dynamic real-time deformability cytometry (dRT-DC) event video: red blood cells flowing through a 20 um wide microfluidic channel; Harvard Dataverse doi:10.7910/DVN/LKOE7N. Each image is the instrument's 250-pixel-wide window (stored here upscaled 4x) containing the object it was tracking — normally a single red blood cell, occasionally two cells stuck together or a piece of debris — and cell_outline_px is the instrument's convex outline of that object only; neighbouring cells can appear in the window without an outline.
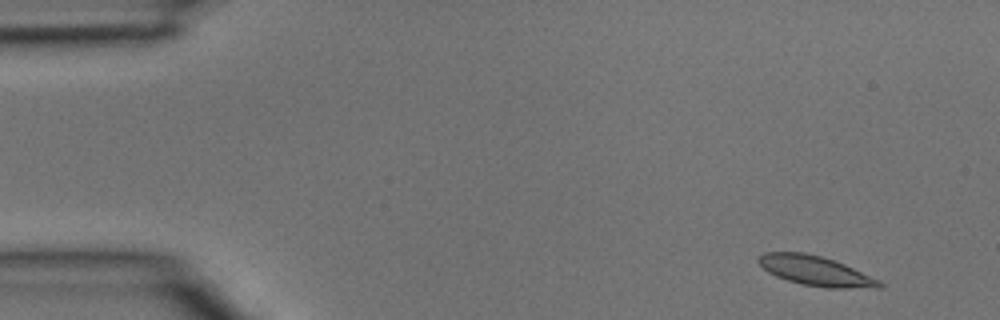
{"species": "common noctule bat (a hibernating species)", "species_latin": "Nyctalus noctula", "temperature_condition": "room temperature", "stored_images_in_passage": 3, "camera_frame_rate_fps": 3000, "um_per_image_px": 0.085, "animal": {"sex": "male", "body_mass_g": 15.6}, "frame": {"image": 1, "passage_image": 1, "time_ms": 0.0, "image_size_px": [1000, 320], "cell_outline_px": [[884, 288], [824, 288], [804, 284], [788, 280], [776, 276], [768, 272], [756, 260], [756, 256], [764, 252], [804, 252], [820, 256], [844, 264], [880, 280], [884, 284]], "centroid_in_image_um": [69.33, 23.02], "position_along_channel_um": 15.7, "area_um2": 20.92}}